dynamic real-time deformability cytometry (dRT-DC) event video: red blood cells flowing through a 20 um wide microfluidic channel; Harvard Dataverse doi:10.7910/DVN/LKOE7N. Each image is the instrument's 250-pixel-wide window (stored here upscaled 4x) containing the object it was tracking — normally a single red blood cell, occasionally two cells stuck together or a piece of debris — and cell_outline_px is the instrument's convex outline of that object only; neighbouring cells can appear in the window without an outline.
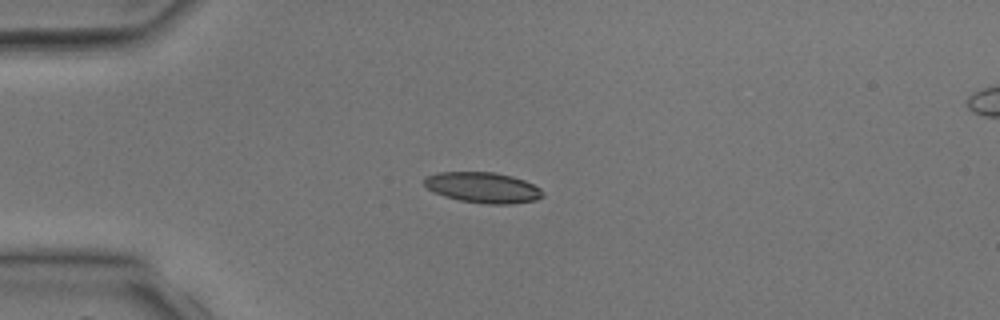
{"species": "common noctule bat (a hibernating species)", "species_latin": "Nyctalus noctula", "temperature_condition": "room temperature", "stored_images_in_passage": 4, "camera_frame_rate_fps": 3000, "um_per_image_px": 0.085, "animal": {"sex": "male", "body_mass_g": 17.9, "forearm_length_mm": 54.2}, "frame": {"image": 1, "passage_image": 3, "time_ms": 3.333, "image_size_px": [1000, 320], "cell_outline_px": [[544, 196], [536, 200], [512, 204], [488, 204], [460, 200], [444, 196], [428, 188], [424, 184], [424, 176], [436, 172], [496, 172], [512, 176], [524, 180], [540, 188], [544, 192]], "centroid_in_image_um": [41.06, 15.93], "position_along_channel_um": 43.9, "area_um2": 21.21}}